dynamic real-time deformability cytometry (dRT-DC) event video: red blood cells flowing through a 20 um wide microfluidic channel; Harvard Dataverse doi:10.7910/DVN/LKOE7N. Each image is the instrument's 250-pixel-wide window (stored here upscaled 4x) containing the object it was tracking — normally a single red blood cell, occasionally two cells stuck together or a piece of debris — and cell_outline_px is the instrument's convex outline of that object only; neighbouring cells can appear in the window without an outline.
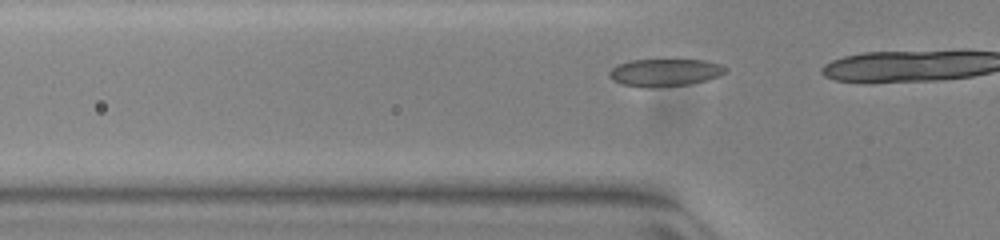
{"species": "common noctule bat (a hibernating species)", "species_latin": "Nyctalus noctula", "temperature_condition": "warm", "stored_images_in_passage": 5, "camera_frame_rate_fps": 3000, "um_per_image_px": 0.085, "animal": {"sex": "female", "body_mass_g": 23.0, "forearm_length_mm": 53.4}, "frame": {"image": 1, "passage_image": 2, "time_ms": 0.333, "image_size_px": [1000, 240], "cell_outline_px": [[728, 68], [720, 76], [688, 84], [652, 88], [648, 88], [620, 84], [612, 80], [608, 76], [608, 72], [612, 68], [620, 64], [632, 60], [708, 60], [720, 64]], "centroid_in_image_um": [56.49, 6.17], "position_along_channel_um": 69.3, "area_um2": 18.61}}